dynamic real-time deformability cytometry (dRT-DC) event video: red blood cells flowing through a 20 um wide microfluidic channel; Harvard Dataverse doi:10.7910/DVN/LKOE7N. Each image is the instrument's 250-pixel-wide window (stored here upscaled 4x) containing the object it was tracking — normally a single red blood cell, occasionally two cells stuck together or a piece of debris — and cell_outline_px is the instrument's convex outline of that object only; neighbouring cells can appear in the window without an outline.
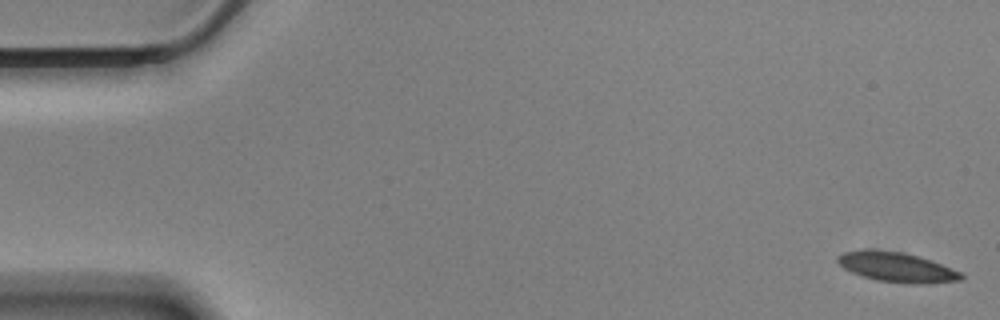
{"species": "Egyptian fruit bat (a non-hibernating species)", "species_latin": "Rousettus aegyptiacus", "temperature_condition": "cold", "stored_images_in_passage": 14, "camera_frame_rate_fps": 3000, "um_per_image_px": 0.085, "animal": {"sex": "male"}, "frame": {"image": 1, "passage_image": 1, "time_ms": 0.0, "image_size_px": [1000, 320], "cell_outline_px": [[964, 276], [960, 280], [928, 284], [908, 284], [876, 280], [852, 272], [844, 268], [836, 260], [836, 256], [844, 252], [864, 248], [868, 248], [904, 252], [964, 272]], "centroid_in_image_um": [76.21, 22.7], "position_along_channel_um": 8.8, "area_um2": 21.62}}
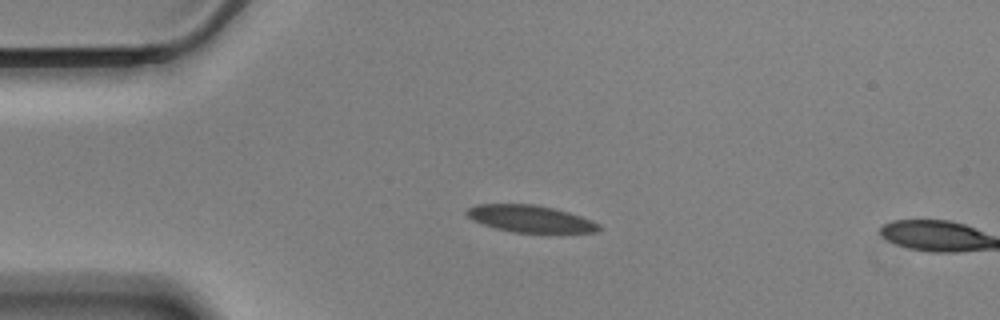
{"frame": {"image": 2, "passage_image": 13, "time_ms": 4.0, "image_size_px": [1000, 320], "cell_outline_px": [[600, 228], [596, 232], [512, 232], [496, 228], [472, 220], [464, 212], [468, 208], [476, 204], [536, 204], [556, 208], [592, 220], [600, 224]], "centroid_in_image_um": [45.06, 18.58], "position_along_channel_um": 39.9, "area_um2": 20.69}}